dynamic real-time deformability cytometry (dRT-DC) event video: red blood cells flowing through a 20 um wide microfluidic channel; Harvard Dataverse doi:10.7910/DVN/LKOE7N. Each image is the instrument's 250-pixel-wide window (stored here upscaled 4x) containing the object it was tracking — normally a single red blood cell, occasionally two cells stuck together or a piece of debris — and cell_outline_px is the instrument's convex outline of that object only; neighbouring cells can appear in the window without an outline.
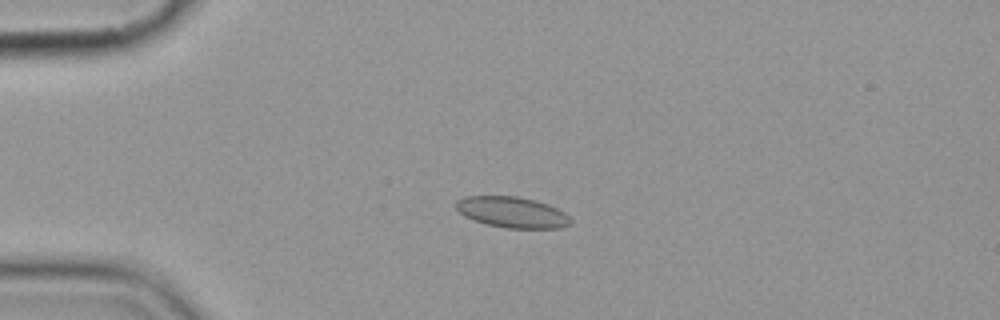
{"species": "common noctule bat (a hibernating species)", "species_latin": "Nyctalus noctula", "temperature_condition": "cold", "stored_images_in_passage": 5, "camera_frame_rate_fps": 3000, "um_per_image_px": 0.085, "animal": {"sex": "female", "body_mass_g": 19.9}, "frame": {"image": 1, "passage_image": 3, "time_ms": 3.0, "image_size_px": [1000, 320], "cell_outline_px": [[572, 220], [568, 224], [560, 228], [504, 228], [484, 224], [472, 220], [464, 216], [456, 208], [456, 200], [464, 196], [516, 196], [536, 200], [548, 204], [564, 212]], "centroid_in_image_um": [43.49, 18.04], "position_along_channel_um": 41.5, "area_um2": 20.75}}
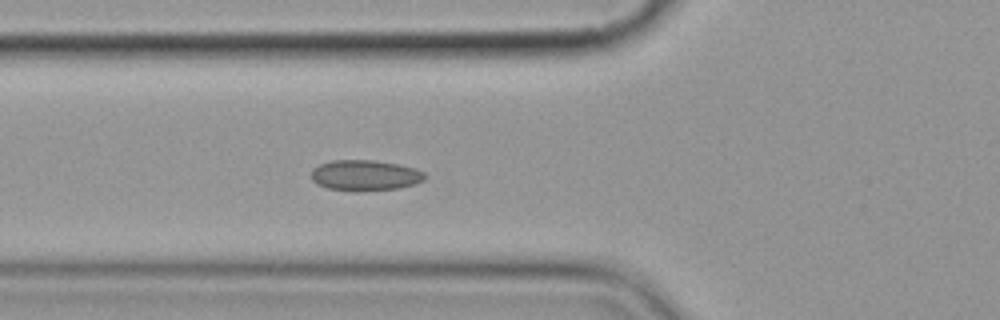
{"frame": {"image": 2, "passage_image": 5, "time_ms": 5.333, "image_size_px": [1000, 320], "cell_outline_px": [[424, 180], [400, 188], [328, 188], [316, 184], [312, 180], [312, 168], [320, 164], [332, 160], [376, 160], [400, 164], [416, 168], [424, 172]], "centroid_in_image_um": [31.03, 14.84], "position_along_channel_um": 94.8, "area_um2": 19.48}}